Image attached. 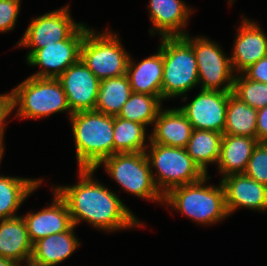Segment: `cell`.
<instances>
[{
	"mask_svg": "<svg viewBox=\"0 0 267 266\" xmlns=\"http://www.w3.org/2000/svg\"><path fill=\"white\" fill-rule=\"evenodd\" d=\"M95 171L92 168H80L78 184L54 188L65 201L73 225L86 220L92 226L108 232L142 225L115 193L92 179Z\"/></svg>",
	"mask_w": 267,
	"mask_h": 266,
	"instance_id": "1",
	"label": "cell"
},
{
	"mask_svg": "<svg viewBox=\"0 0 267 266\" xmlns=\"http://www.w3.org/2000/svg\"><path fill=\"white\" fill-rule=\"evenodd\" d=\"M69 117L79 169H94L104 158L114 155V116L88 110Z\"/></svg>",
	"mask_w": 267,
	"mask_h": 266,
	"instance_id": "2",
	"label": "cell"
},
{
	"mask_svg": "<svg viewBox=\"0 0 267 266\" xmlns=\"http://www.w3.org/2000/svg\"><path fill=\"white\" fill-rule=\"evenodd\" d=\"M172 188L164 195L163 203L170 205L200 224L216 223L229 216L226 208L225 190L220 186H205L206 179ZM204 184V185H203Z\"/></svg>",
	"mask_w": 267,
	"mask_h": 266,
	"instance_id": "3",
	"label": "cell"
},
{
	"mask_svg": "<svg viewBox=\"0 0 267 266\" xmlns=\"http://www.w3.org/2000/svg\"><path fill=\"white\" fill-rule=\"evenodd\" d=\"M162 100L183 95L199 83L192 45L183 37H162Z\"/></svg>",
	"mask_w": 267,
	"mask_h": 266,
	"instance_id": "4",
	"label": "cell"
},
{
	"mask_svg": "<svg viewBox=\"0 0 267 266\" xmlns=\"http://www.w3.org/2000/svg\"><path fill=\"white\" fill-rule=\"evenodd\" d=\"M11 92L13 108L19 104L17 116L20 118H44L66 110L70 116L73 114L58 79L30 76Z\"/></svg>",
	"mask_w": 267,
	"mask_h": 266,
	"instance_id": "5",
	"label": "cell"
},
{
	"mask_svg": "<svg viewBox=\"0 0 267 266\" xmlns=\"http://www.w3.org/2000/svg\"><path fill=\"white\" fill-rule=\"evenodd\" d=\"M101 164L110 177L127 192L163 203L164 195L155 184L146 152L115 153L104 158L94 169L96 170Z\"/></svg>",
	"mask_w": 267,
	"mask_h": 266,
	"instance_id": "6",
	"label": "cell"
},
{
	"mask_svg": "<svg viewBox=\"0 0 267 266\" xmlns=\"http://www.w3.org/2000/svg\"><path fill=\"white\" fill-rule=\"evenodd\" d=\"M147 152L150 165L158 172L153 175L155 184L163 195L174 187L197 182L206 176L186 148L150 143V151Z\"/></svg>",
	"mask_w": 267,
	"mask_h": 266,
	"instance_id": "7",
	"label": "cell"
},
{
	"mask_svg": "<svg viewBox=\"0 0 267 266\" xmlns=\"http://www.w3.org/2000/svg\"><path fill=\"white\" fill-rule=\"evenodd\" d=\"M129 58L116 34L106 31L98 35L90 29L86 32L80 59L100 81L125 75Z\"/></svg>",
	"mask_w": 267,
	"mask_h": 266,
	"instance_id": "8",
	"label": "cell"
},
{
	"mask_svg": "<svg viewBox=\"0 0 267 266\" xmlns=\"http://www.w3.org/2000/svg\"><path fill=\"white\" fill-rule=\"evenodd\" d=\"M183 37L192 45L201 89L232 92L235 75L230 57H226L217 44L205 37L192 39L188 34ZM221 85L224 87L221 88Z\"/></svg>",
	"mask_w": 267,
	"mask_h": 266,
	"instance_id": "9",
	"label": "cell"
},
{
	"mask_svg": "<svg viewBox=\"0 0 267 266\" xmlns=\"http://www.w3.org/2000/svg\"><path fill=\"white\" fill-rule=\"evenodd\" d=\"M87 26L81 25L66 39L36 50L27 60L28 65L42 66L33 74L37 78L57 79L68 67L77 63L81 57V45Z\"/></svg>",
	"mask_w": 267,
	"mask_h": 266,
	"instance_id": "10",
	"label": "cell"
},
{
	"mask_svg": "<svg viewBox=\"0 0 267 266\" xmlns=\"http://www.w3.org/2000/svg\"><path fill=\"white\" fill-rule=\"evenodd\" d=\"M68 8L65 6L32 20L17 44L32 48L27 54V59L45 45L66 40L81 25L71 19Z\"/></svg>",
	"mask_w": 267,
	"mask_h": 266,
	"instance_id": "11",
	"label": "cell"
},
{
	"mask_svg": "<svg viewBox=\"0 0 267 266\" xmlns=\"http://www.w3.org/2000/svg\"><path fill=\"white\" fill-rule=\"evenodd\" d=\"M229 92L203 90L188 104L179 109L193 129L222 133L225 128Z\"/></svg>",
	"mask_w": 267,
	"mask_h": 266,
	"instance_id": "12",
	"label": "cell"
},
{
	"mask_svg": "<svg viewBox=\"0 0 267 266\" xmlns=\"http://www.w3.org/2000/svg\"><path fill=\"white\" fill-rule=\"evenodd\" d=\"M67 96L70 110H95L100 80L80 59L68 67L58 78Z\"/></svg>",
	"mask_w": 267,
	"mask_h": 266,
	"instance_id": "13",
	"label": "cell"
},
{
	"mask_svg": "<svg viewBox=\"0 0 267 266\" xmlns=\"http://www.w3.org/2000/svg\"><path fill=\"white\" fill-rule=\"evenodd\" d=\"M225 190L226 208L232 214L239 207L267 210V186L244 173L231 174L221 179Z\"/></svg>",
	"mask_w": 267,
	"mask_h": 266,
	"instance_id": "14",
	"label": "cell"
},
{
	"mask_svg": "<svg viewBox=\"0 0 267 266\" xmlns=\"http://www.w3.org/2000/svg\"><path fill=\"white\" fill-rule=\"evenodd\" d=\"M53 194L55 197L51 206L22 217L32 244L49 235L67 231L73 226L65 201L56 191Z\"/></svg>",
	"mask_w": 267,
	"mask_h": 266,
	"instance_id": "15",
	"label": "cell"
},
{
	"mask_svg": "<svg viewBox=\"0 0 267 266\" xmlns=\"http://www.w3.org/2000/svg\"><path fill=\"white\" fill-rule=\"evenodd\" d=\"M238 28L233 56L230 57L233 71L242 73L250 65L267 56V36L261 28L248 19L243 18Z\"/></svg>",
	"mask_w": 267,
	"mask_h": 266,
	"instance_id": "16",
	"label": "cell"
},
{
	"mask_svg": "<svg viewBox=\"0 0 267 266\" xmlns=\"http://www.w3.org/2000/svg\"><path fill=\"white\" fill-rule=\"evenodd\" d=\"M153 129L150 143L179 148H186L193 132L191 123L179 108L160 109Z\"/></svg>",
	"mask_w": 267,
	"mask_h": 266,
	"instance_id": "17",
	"label": "cell"
},
{
	"mask_svg": "<svg viewBox=\"0 0 267 266\" xmlns=\"http://www.w3.org/2000/svg\"><path fill=\"white\" fill-rule=\"evenodd\" d=\"M150 19L162 37L185 36L191 9L181 0H150ZM185 32V33H184Z\"/></svg>",
	"mask_w": 267,
	"mask_h": 266,
	"instance_id": "18",
	"label": "cell"
},
{
	"mask_svg": "<svg viewBox=\"0 0 267 266\" xmlns=\"http://www.w3.org/2000/svg\"><path fill=\"white\" fill-rule=\"evenodd\" d=\"M126 75L129 78L132 92L159 96L162 99V41L158 52L145 58L138 65L129 58Z\"/></svg>",
	"mask_w": 267,
	"mask_h": 266,
	"instance_id": "19",
	"label": "cell"
},
{
	"mask_svg": "<svg viewBox=\"0 0 267 266\" xmlns=\"http://www.w3.org/2000/svg\"><path fill=\"white\" fill-rule=\"evenodd\" d=\"M33 244L22 216L0 220V257L17 262L30 259Z\"/></svg>",
	"mask_w": 267,
	"mask_h": 266,
	"instance_id": "20",
	"label": "cell"
},
{
	"mask_svg": "<svg viewBox=\"0 0 267 266\" xmlns=\"http://www.w3.org/2000/svg\"><path fill=\"white\" fill-rule=\"evenodd\" d=\"M257 138L223 134L218 168L222 178L231 174L244 173L252 156Z\"/></svg>",
	"mask_w": 267,
	"mask_h": 266,
	"instance_id": "21",
	"label": "cell"
},
{
	"mask_svg": "<svg viewBox=\"0 0 267 266\" xmlns=\"http://www.w3.org/2000/svg\"><path fill=\"white\" fill-rule=\"evenodd\" d=\"M73 225L69 230L49 235L33 244L31 258L45 266H55L74 252L79 246L77 237L74 235Z\"/></svg>",
	"mask_w": 267,
	"mask_h": 266,
	"instance_id": "22",
	"label": "cell"
},
{
	"mask_svg": "<svg viewBox=\"0 0 267 266\" xmlns=\"http://www.w3.org/2000/svg\"><path fill=\"white\" fill-rule=\"evenodd\" d=\"M41 182L42 179L0 175V220L16 217V210Z\"/></svg>",
	"mask_w": 267,
	"mask_h": 266,
	"instance_id": "23",
	"label": "cell"
},
{
	"mask_svg": "<svg viewBox=\"0 0 267 266\" xmlns=\"http://www.w3.org/2000/svg\"><path fill=\"white\" fill-rule=\"evenodd\" d=\"M131 93L129 78L126 74L101 80L95 111L118 116Z\"/></svg>",
	"mask_w": 267,
	"mask_h": 266,
	"instance_id": "24",
	"label": "cell"
},
{
	"mask_svg": "<svg viewBox=\"0 0 267 266\" xmlns=\"http://www.w3.org/2000/svg\"><path fill=\"white\" fill-rule=\"evenodd\" d=\"M257 110L229 92L223 134L256 138Z\"/></svg>",
	"mask_w": 267,
	"mask_h": 266,
	"instance_id": "25",
	"label": "cell"
},
{
	"mask_svg": "<svg viewBox=\"0 0 267 266\" xmlns=\"http://www.w3.org/2000/svg\"><path fill=\"white\" fill-rule=\"evenodd\" d=\"M223 134L214 131L193 129L186 146L188 155L207 175V165L218 163Z\"/></svg>",
	"mask_w": 267,
	"mask_h": 266,
	"instance_id": "26",
	"label": "cell"
},
{
	"mask_svg": "<svg viewBox=\"0 0 267 266\" xmlns=\"http://www.w3.org/2000/svg\"><path fill=\"white\" fill-rule=\"evenodd\" d=\"M145 127L143 124L114 116V154L146 152Z\"/></svg>",
	"mask_w": 267,
	"mask_h": 266,
	"instance_id": "27",
	"label": "cell"
},
{
	"mask_svg": "<svg viewBox=\"0 0 267 266\" xmlns=\"http://www.w3.org/2000/svg\"><path fill=\"white\" fill-rule=\"evenodd\" d=\"M161 101L159 96L132 92L118 117L145 126L153 124L159 110L162 109Z\"/></svg>",
	"mask_w": 267,
	"mask_h": 266,
	"instance_id": "28",
	"label": "cell"
},
{
	"mask_svg": "<svg viewBox=\"0 0 267 266\" xmlns=\"http://www.w3.org/2000/svg\"><path fill=\"white\" fill-rule=\"evenodd\" d=\"M232 93L256 110L267 105V84L250 80L243 74L234 77Z\"/></svg>",
	"mask_w": 267,
	"mask_h": 266,
	"instance_id": "29",
	"label": "cell"
},
{
	"mask_svg": "<svg viewBox=\"0 0 267 266\" xmlns=\"http://www.w3.org/2000/svg\"><path fill=\"white\" fill-rule=\"evenodd\" d=\"M244 174L267 186V142H258Z\"/></svg>",
	"mask_w": 267,
	"mask_h": 266,
	"instance_id": "30",
	"label": "cell"
},
{
	"mask_svg": "<svg viewBox=\"0 0 267 266\" xmlns=\"http://www.w3.org/2000/svg\"><path fill=\"white\" fill-rule=\"evenodd\" d=\"M21 0H0V32L13 30Z\"/></svg>",
	"mask_w": 267,
	"mask_h": 266,
	"instance_id": "31",
	"label": "cell"
},
{
	"mask_svg": "<svg viewBox=\"0 0 267 266\" xmlns=\"http://www.w3.org/2000/svg\"><path fill=\"white\" fill-rule=\"evenodd\" d=\"M242 74L250 80L267 84V56L250 65Z\"/></svg>",
	"mask_w": 267,
	"mask_h": 266,
	"instance_id": "32",
	"label": "cell"
},
{
	"mask_svg": "<svg viewBox=\"0 0 267 266\" xmlns=\"http://www.w3.org/2000/svg\"><path fill=\"white\" fill-rule=\"evenodd\" d=\"M12 92L0 95V136L4 137L5 120L13 112Z\"/></svg>",
	"mask_w": 267,
	"mask_h": 266,
	"instance_id": "33",
	"label": "cell"
},
{
	"mask_svg": "<svg viewBox=\"0 0 267 266\" xmlns=\"http://www.w3.org/2000/svg\"><path fill=\"white\" fill-rule=\"evenodd\" d=\"M256 138L259 142H267V105L257 110Z\"/></svg>",
	"mask_w": 267,
	"mask_h": 266,
	"instance_id": "34",
	"label": "cell"
},
{
	"mask_svg": "<svg viewBox=\"0 0 267 266\" xmlns=\"http://www.w3.org/2000/svg\"><path fill=\"white\" fill-rule=\"evenodd\" d=\"M19 262L6 258V257H0V266H18Z\"/></svg>",
	"mask_w": 267,
	"mask_h": 266,
	"instance_id": "35",
	"label": "cell"
},
{
	"mask_svg": "<svg viewBox=\"0 0 267 266\" xmlns=\"http://www.w3.org/2000/svg\"><path fill=\"white\" fill-rule=\"evenodd\" d=\"M26 261L28 263V266H45V265H43L41 263H38V262L34 261L32 258L27 259ZM18 266H20V262H19Z\"/></svg>",
	"mask_w": 267,
	"mask_h": 266,
	"instance_id": "36",
	"label": "cell"
},
{
	"mask_svg": "<svg viewBox=\"0 0 267 266\" xmlns=\"http://www.w3.org/2000/svg\"><path fill=\"white\" fill-rule=\"evenodd\" d=\"M3 137L0 136V161L2 159V155L4 154L3 151H4V146H3Z\"/></svg>",
	"mask_w": 267,
	"mask_h": 266,
	"instance_id": "37",
	"label": "cell"
}]
</instances>
